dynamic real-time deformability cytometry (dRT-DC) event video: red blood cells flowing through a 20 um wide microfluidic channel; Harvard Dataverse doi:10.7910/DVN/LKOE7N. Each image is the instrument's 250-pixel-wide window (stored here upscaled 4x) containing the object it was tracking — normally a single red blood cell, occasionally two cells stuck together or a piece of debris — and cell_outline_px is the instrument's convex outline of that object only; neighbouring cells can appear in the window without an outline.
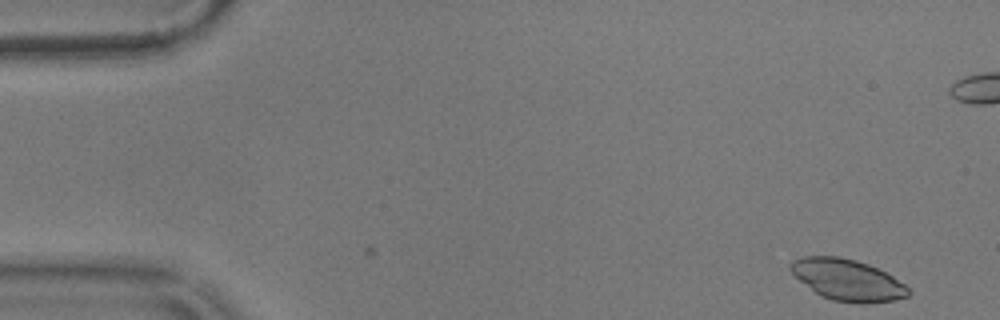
{"species": "common noctule bat (a hibernating species)", "species_latin": "Nyctalus noctula", "temperature_condition": "warm", "stored_images_in_passage": 2, "camera_frame_rate_fps": 3000, "um_per_image_px": 0.085, "animal": {"sex": "male", "body_mass_g": 17.9}, "frame": {"image": 1, "passage_image": 2, "time_ms": 0.333, "image_size_px": [1000, 320], "cell_outline_px": [[912, 292], [908, 296], [896, 300], [864, 304], [856, 304], [832, 300], [820, 296], [800, 280], [788, 268], [792, 260], [804, 256], [836, 256], [856, 260], [868, 264], [892, 276], [904, 284]], "centroid_in_image_um": [72.04, 23.8], "position_along_channel_um": 13.0, "area_um2": 28.38}}